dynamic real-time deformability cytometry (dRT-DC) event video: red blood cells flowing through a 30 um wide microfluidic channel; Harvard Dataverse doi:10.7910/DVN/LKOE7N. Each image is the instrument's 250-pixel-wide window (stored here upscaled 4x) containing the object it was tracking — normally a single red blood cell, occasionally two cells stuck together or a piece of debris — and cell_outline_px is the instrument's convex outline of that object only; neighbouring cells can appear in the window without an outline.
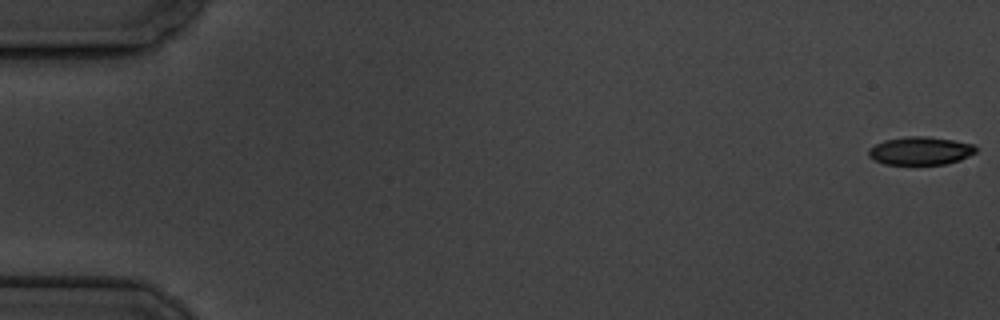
{"species": "common noctule bat (a hibernating species)", "species_latin": "Nyctalus noctula", "temperature_condition": "cold", "stored_images_in_passage": 6, "camera_frame_rate_fps": 3000, "um_per_image_px": 0.085, "animal": {"sex": "male", "body_mass_g": 19.5, "forearm_length_mm": 54.6}, "frame": {"image": 1, "passage_image": 1, "time_ms": 0.0, "image_size_px": [1000, 320], "cell_outline_px": [[976, 152], [960, 160], [948, 164], [884, 164], [868, 156], [868, 148], [884, 140], [904, 136], [928, 136], [952, 140], [972, 144], [976, 148]], "centroid_in_image_um": [78.21, 12.81], "position_along_channel_um": 6.8, "area_um2": 17.57}}
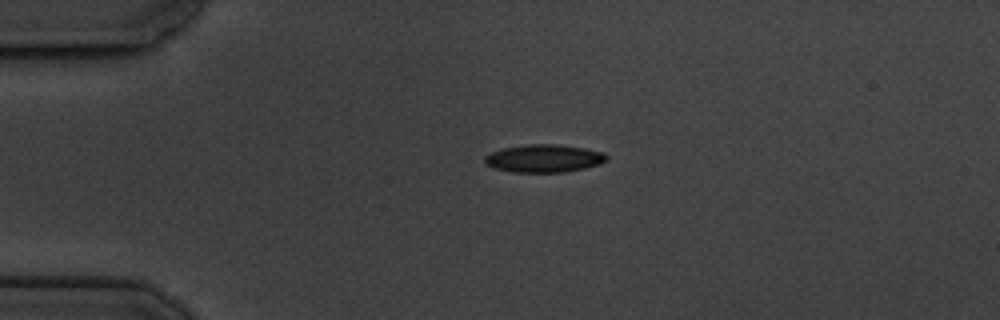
{"frame": {"image": 2, "passage_image": 5, "time_ms": 4.333, "image_size_px": [1000, 320], "cell_outline_px": [[608, 160], [600, 164], [584, 168], [564, 172], [512, 172], [492, 168], [484, 164], [484, 156], [492, 152], [504, 148], [528, 144], [556, 144], [584, 148], [604, 152], [608, 156]], "centroid_in_image_um": [46.23, 13.47], "position_along_channel_um": 38.8, "area_um2": 19.88}}